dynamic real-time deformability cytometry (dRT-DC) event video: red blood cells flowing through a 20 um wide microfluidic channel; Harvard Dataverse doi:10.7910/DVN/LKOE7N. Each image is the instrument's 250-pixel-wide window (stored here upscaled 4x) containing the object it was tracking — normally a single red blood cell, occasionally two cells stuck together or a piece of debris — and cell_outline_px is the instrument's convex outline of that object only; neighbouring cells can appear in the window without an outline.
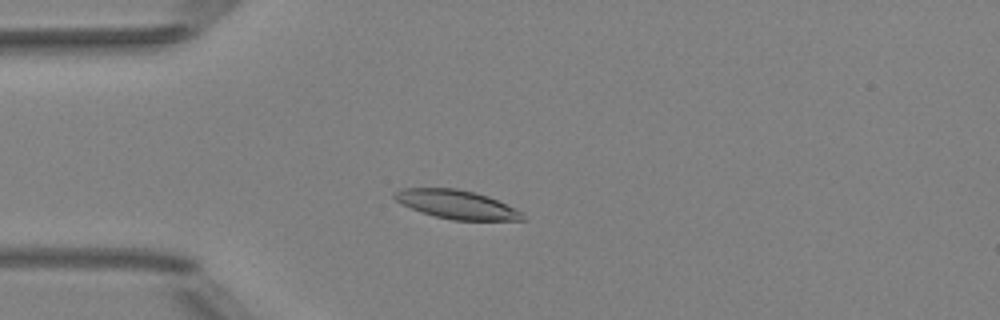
{"species": "Egyptian fruit bat (a non-hibernating species)", "species_latin": "Rousettus aegyptiacus", "temperature_condition": "room temperature", "stored_images_in_passage": 43, "camera_frame_rate_fps": 3000, "um_per_image_px": 0.085, "animal": {"sex": "female"}, "frame": {"image": 1, "passage_image": 12, "time_ms": 3.667, "image_size_px": [1000, 320], "cell_outline_px": [[524, 220], [452, 220], [420, 212], [400, 204], [392, 196], [392, 192], [400, 188], [456, 188], [476, 192], [488, 196], [516, 208], [524, 216]], "centroid_in_image_um": [38.76, 17.36], "position_along_channel_um": 46.2, "area_um2": 21.56}}
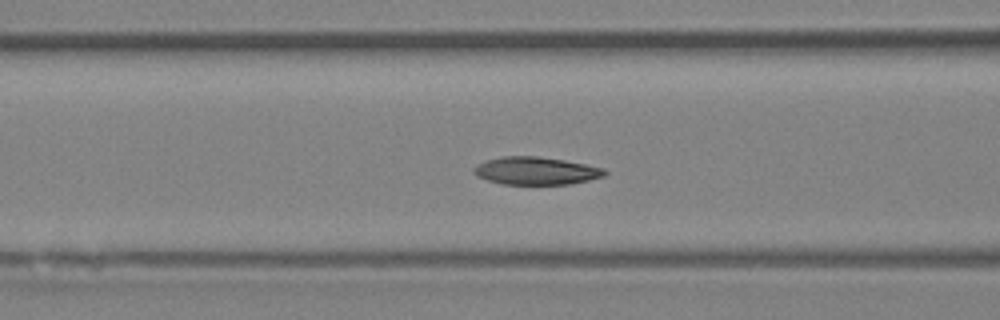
{"frame": {"image": 2, "passage_image": 19, "time_ms": 6.0, "image_size_px": [1000, 320], "cell_outline_px": [[608, 172], [604, 176], [588, 180], [568, 184], [500, 184], [476, 176], [472, 172], [472, 168], [476, 164], [484, 160], [504, 156], [536, 156], [564, 160], [604, 168]], "centroid_in_image_um": [45.5, 14.51], "position_along_channel_um": 121.1, "area_um2": 21.21}}
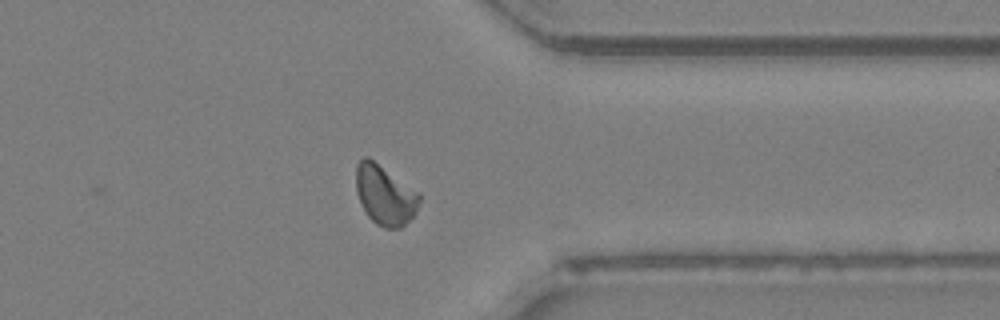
{"frame": {"image": 3, "passage_image": 39, "time_ms": 12.667, "image_size_px": [1000, 320], "cell_outline_px": [[420, 200], [412, 216], [400, 228], [384, 228], [376, 224], [368, 216], [360, 204], [356, 192], [356, 164], [364, 156], [368, 156], [420, 192]], "centroid_in_image_um": [32.69, 16.55], "position_along_channel_um": 378.7, "area_um2": 22.14}, "authors_computed_cell_mechanics": {"area_um2": 21.675, "velocity_mm_per_s": 3.9595, "shape_relaxation_time_tau1_ms": 3.1408, "shape_relaxation_time_tau2_ms": 2.2024, "deformation_change_tau1": 0.1143, "deformation_change_tau2": 0.0606}}